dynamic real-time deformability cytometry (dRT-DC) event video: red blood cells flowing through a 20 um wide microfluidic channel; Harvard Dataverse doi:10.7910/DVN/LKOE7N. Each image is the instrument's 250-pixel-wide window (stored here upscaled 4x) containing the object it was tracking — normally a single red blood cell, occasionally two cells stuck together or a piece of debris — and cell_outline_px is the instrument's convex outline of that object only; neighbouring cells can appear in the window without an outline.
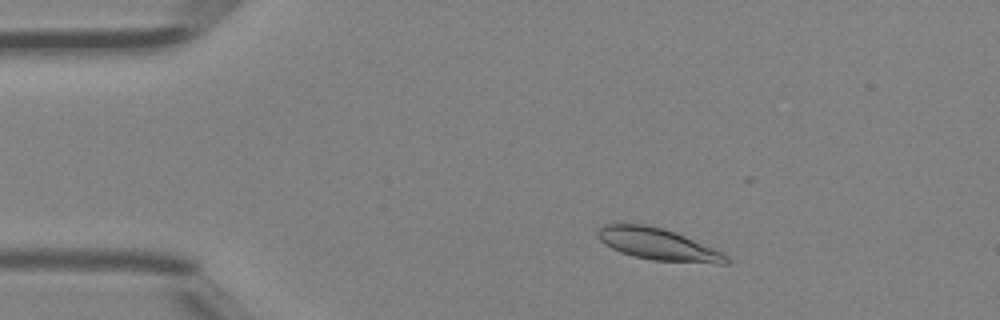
{"species": "Egyptian fruit bat (a non-hibernating species)", "species_latin": "Rousettus aegyptiacus", "temperature_condition": "room temperature", "stored_images_in_passage": 39, "camera_frame_rate_fps": 3000, "um_per_image_px": 0.085, "animal": {"sex": "female"}, "frame": {"image": 1, "passage_image": 7, "time_ms": 2.0, "image_size_px": [1000, 320], "cell_outline_px": [[732, 260], [728, 264], [716, 264], [652, 260], [632, 256], [620, 252], [604, 244], [596, 236], [596, 232], [604, 224], [648, 224], [664, 228], [676, 232], [716, 248], [728, 256]], "centroid_in_image_um": [55.99, 20.77], "position_along_channel_um": 29.0, "area_um2": 24.33}}
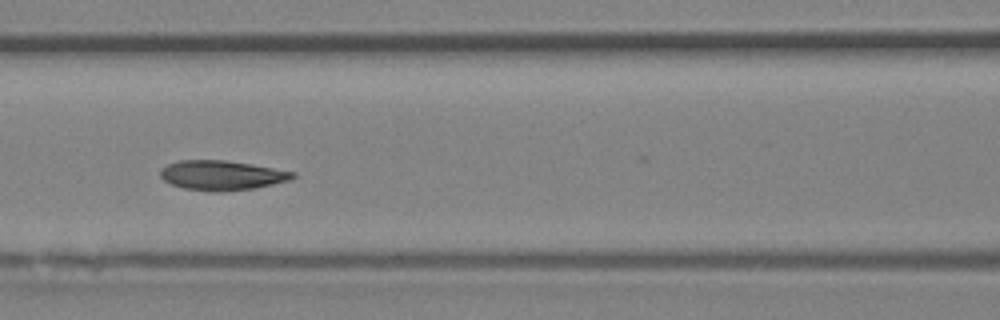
{"frame": {"image": 2, "passage_image": 19, "time_ms": 6.0, "image_size_px": [1000, 320], "cell_outline_px": [[296, 176], [292, 180], [256, 188], [216, 192], [212, 192], [184, 188], [172, 184], [164, 180], [160, 176], [160, 168], [168, 164], [180, 160], [224, 160], [252, 164], [296, 172]], "centroid_in_image_um": [18.88, 14.9], "position_along_channel_um": 147.7, "area_um2": 23.0}}
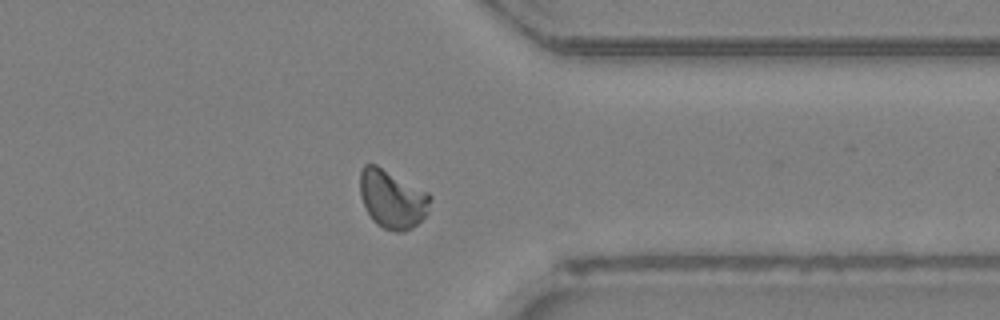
{"frame": {"image": 3, "passage_image": 35, "time_ms": 11.333, "image_size_px": [1000, 320], "cell_outline_px": [[432, 200], [428, 212], [412, 228], [404, 232], [396, 232], [384, 228], [376, 224], [372, 220], [360, 196], [360, 172], [364, 164], [376, 164], [428, 192], [432, 196]], "centroid_in_image_um": [33.35, 16.92], "position_along_channel_um": 378.1, "area_um2": 23.99}, "authors_computed_cell_mechanics": {"area_um2": 22.9466, "velocity_mm_per_s": 4.4179, "shape_relaxation_time_tau1_ms": 3.9928, "shape_relaxation_time_tau2_ms": 1.3031, "deformation_change_tau1": 0.1282, "deformation_change_tau2": 0.0532}}